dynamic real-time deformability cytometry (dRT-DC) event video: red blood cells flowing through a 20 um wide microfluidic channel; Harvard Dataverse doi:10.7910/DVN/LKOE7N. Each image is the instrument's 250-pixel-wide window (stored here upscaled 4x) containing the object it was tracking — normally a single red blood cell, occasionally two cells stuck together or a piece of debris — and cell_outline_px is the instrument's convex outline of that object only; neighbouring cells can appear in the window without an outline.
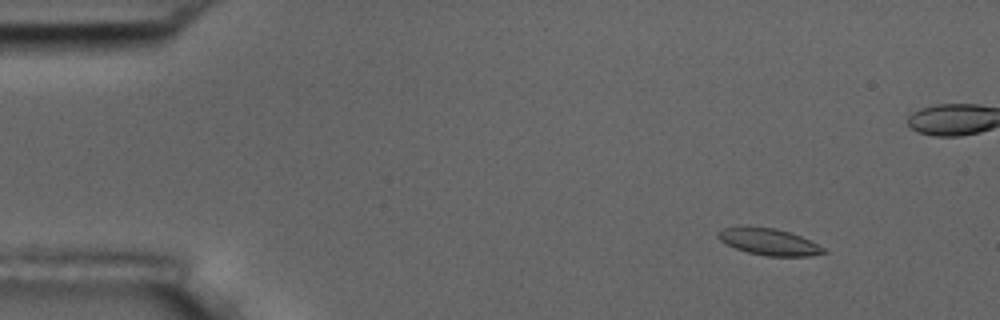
{"species": "common noctule bat (a hibernating species)", "species_latin": "Nyctalus noctula", "temperature_condition": "room temperature", "stored_images_in_passage": 7, "camera_frame_rate_fps": 3000, "um_per_image_px": 0.085, "animal": {"sex": "male", "body_mass_g": 17.5, "forearm_length_mm": 52.3}, "frame": {"image": 1, "passage_image": 2, "time_ms": 0.333, "image_size_px": [1000, 320], "cell_outline_px": [[828, 252], [812, 256], [768, 256], [748, 252], [736, 248], [720, 240], [716, 236], [716, 232], [724, 228], [748, 224], [776, 228], [800, 236], [824, 248]], "centroid_in_image_um": [65.31, 20.52], "position_along_channel_um": 19.7, "area_um2": 16.59}}